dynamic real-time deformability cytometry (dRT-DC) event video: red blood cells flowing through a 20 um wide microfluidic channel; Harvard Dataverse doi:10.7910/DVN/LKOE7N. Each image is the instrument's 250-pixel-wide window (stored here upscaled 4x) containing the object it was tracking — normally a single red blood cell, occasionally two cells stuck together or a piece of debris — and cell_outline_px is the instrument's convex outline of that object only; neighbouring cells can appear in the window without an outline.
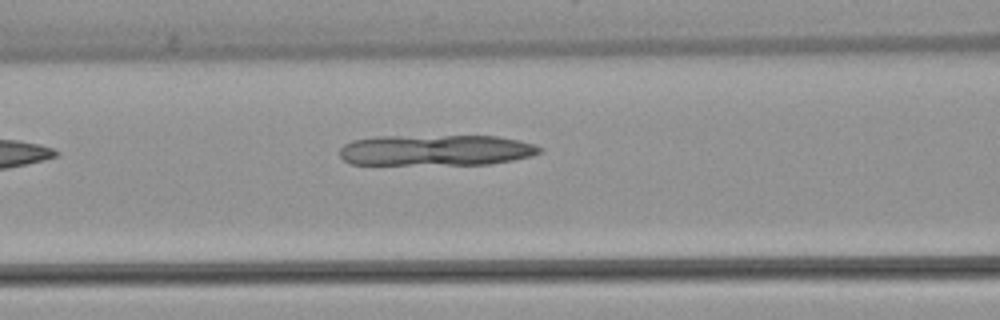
{"species": "common noctule bat (a hibernating species)", "species_latin": "Nyctalus noctula", "temperature_condition": "warm", "stored_images_in_passage": 6, "camera_frame_rate_fps": 3000, "um_per_image_px": 0.085, "animal": {"sex": "female", "body_mass_g": 22.7, "forearm_length_mm": 54.2}, "frame": {"image": 1, "passage_image": 6, "time_ms": 6.333, "image_size_px": [1000, 320], "cell_outline_px": [[544, 152], [532, 156], [512, 160], [488, 164], [348, 164], [340, 156], [340, 148], [344, 144], [352, 140], [376, 136], [496, 136], [520, 140], [536, 144], [544, 148]], "centroid_in_image_um": [37.09, 12.76], "position_along_channel_um": 129.5, "area_um2": 36.36}}